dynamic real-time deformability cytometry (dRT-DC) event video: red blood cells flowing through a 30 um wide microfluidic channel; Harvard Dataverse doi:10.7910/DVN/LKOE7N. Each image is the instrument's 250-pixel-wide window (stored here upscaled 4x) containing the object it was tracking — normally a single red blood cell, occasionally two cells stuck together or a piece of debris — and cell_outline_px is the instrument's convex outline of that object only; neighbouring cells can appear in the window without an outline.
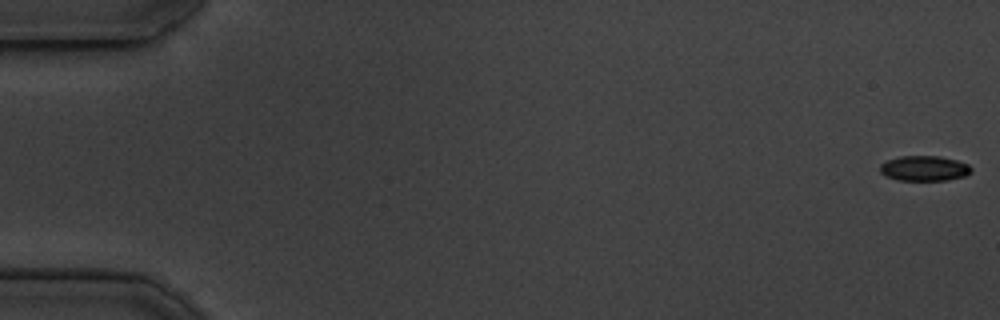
{"species": "common noctule bat (a hibernating species)", "species_latin": "Nyctalus noctula", "temperature_condition": "cold", "stored_images_in_passage": 54, "camera_frame_rate_fps": 3000, "um_per_image_px": 0.085, "animal": {"sex": "male", "body_mass_g": 19.5, "forearm_length_mm": 54.6}, "frame": {"image": 1, "passage_image": 1, "time_ms": 0.0, "image_size_px": [1000, 320], "cell_outline_px": [[972, 172], [964, 176], [948, 180], [900, 180], [888, 176], [880, 172], [880, 164], [888, 160], [900, 156], [940, 156], [956, 160], [968, 164], [972, 168]], "centroid_in_image_um": [78.59, 14.3], "position_along_channel_um": 6.4, "area_um2": 13.29}}
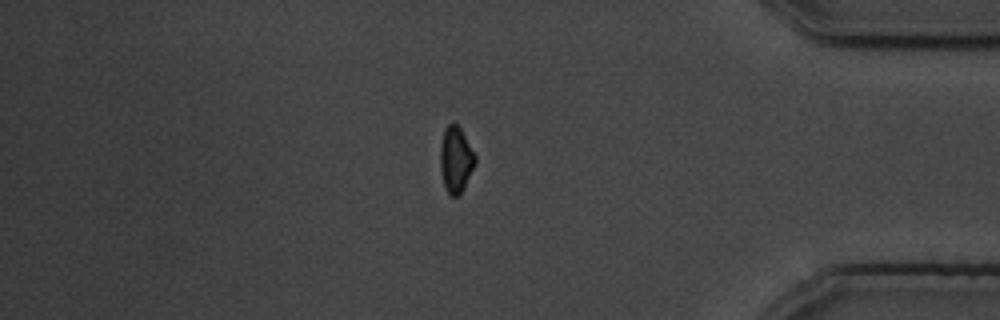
{"frame": {"image": 2, "passage_image": 46, "time_ms": 15.0, "image_size_px": [1000, 320], "cell_outline_px": [[476, 164], [464, 188], [456, 196], [452, 196], [444, 188], [440, 168], [440, 144], [444, 128], [448, 124], [456, 124], [460, 128], [476, 156]], "centroid_in_image_um": [38.73, 13.57], "position_along_channel_um": 396.5, "area_um2": 13.47}}
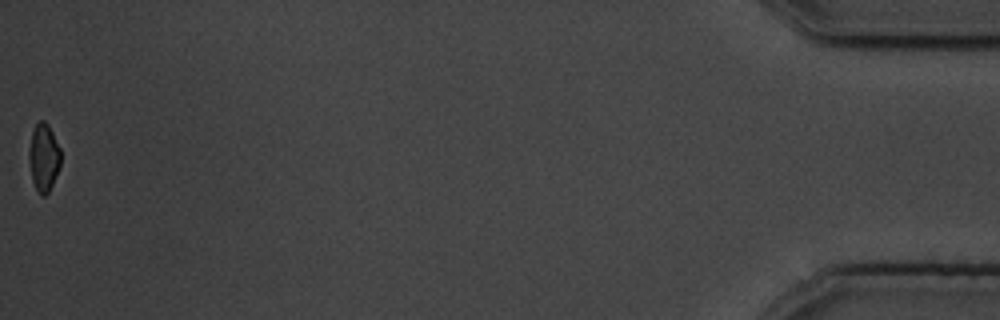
{"frame": {"image": 3, "passage_image": 54, "time_ms": 17.667, "image_size_px": [1000, 320], "cell_outline_px": [[60, 164], [52, 184], [48, 192], [44, 196], [40, 196], [32, 180], [28, 156], [28, 152], [32, 132], [36, 124], [40, 120], [44, 120], [48, 124], [60, 148]], "centroid_in_image_um": [3.7, 13.37], "position_along_channel_um": 431.5, "area_um2": 12.37}, "authors_computed_cell_mechanics": {"area_um2": 14.0165, "velocity_mm_per_s": 3.7973, "shape_relaxation_time_tau1_ms": 4.0878, "shape_relaxation_time_tau2_ms": 2.5208, "deformation_change_tau1": 0.0895, "deformation_change_tau2": 0.0668}}